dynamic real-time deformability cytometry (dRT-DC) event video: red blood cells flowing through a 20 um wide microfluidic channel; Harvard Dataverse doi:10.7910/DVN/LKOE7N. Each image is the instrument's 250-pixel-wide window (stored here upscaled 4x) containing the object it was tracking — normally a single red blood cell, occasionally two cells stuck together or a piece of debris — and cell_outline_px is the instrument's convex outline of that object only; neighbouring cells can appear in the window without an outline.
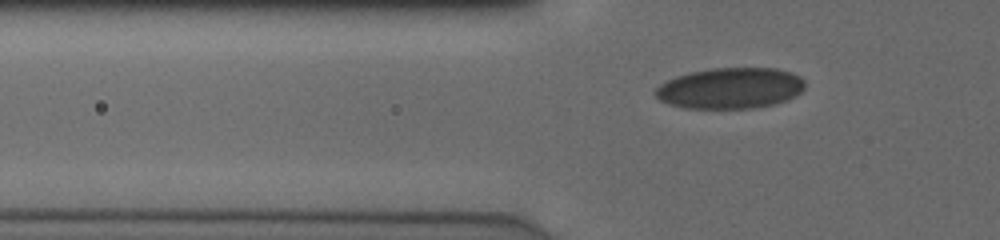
{"species": "human", "species_latin": "Homo sapiens", "temperature_condition": "cold", "stored_images_in_passage": 41, "camera_frame_rate_fps": 3000, "um_per_image_px": 0.085, "donor": {"sex": "male"}, "frame": {"image": 1, "passage_image": 9, "time_ms": 2.667, "image_size_px": [1000, 240], "cell_outline_px": [[804, 88], [796, 96], [788, 100], [776, 104], [752, 108], [684, 108], [660, 100], [656, 96], [656, 88], [660, 84], [676, 76], [692, 72], [712, 68], [776, 68], [792, 72], [800, 76], [804, 80]], "centroid_in_image_um": [62.13, 7.49], "position_along_channel_um": 63.7, "area_um2": 35.66}}
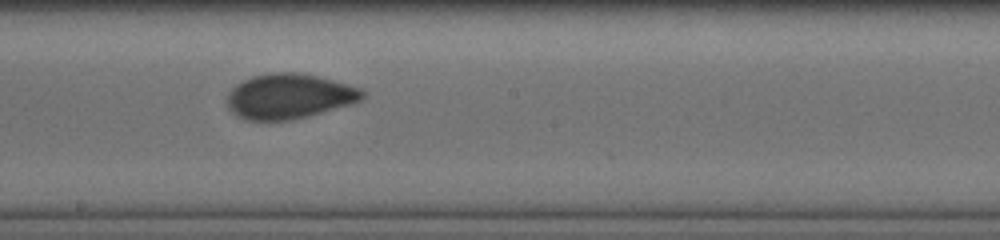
{"frame": {"image": 2, "passage_image": 22, "time_ms": 7.0, "image_size_px": [1000, 240], "cell_outline_px": [[368, 92], [360, 100], [352, 104], [308, 116], [292, 120], [248, 120], [236, 116], [228, 108], [224, 100], [228, 92], [236, 84], [252, 76], [272, 72], [300, 72], [364, 88]], "centroid_in_image_um": [24.57, 8.18], "position_along_channel_um": 223.6, "area_um2": 35.95}}
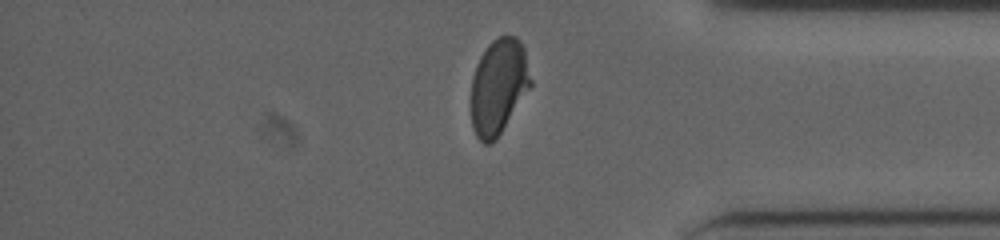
{"frame": {"image": 3, "passage_image": 36, "time_ms": 11.667, "image_size_px": [1000, 240], "cell_outline_px": [[532, 84], [496, 140], [488, 144], [484, 144], [476, 136], [472, 128], [472, 76], [476, 64], [480, 56], [488, 44], [496, 36], [516, 36], [520, 40], [524, 48], [532, 80]], "centroid_in_image_um": [42.38, 7.33], "position_along_channel_um": 392.8, "area_um2": 33.18}}